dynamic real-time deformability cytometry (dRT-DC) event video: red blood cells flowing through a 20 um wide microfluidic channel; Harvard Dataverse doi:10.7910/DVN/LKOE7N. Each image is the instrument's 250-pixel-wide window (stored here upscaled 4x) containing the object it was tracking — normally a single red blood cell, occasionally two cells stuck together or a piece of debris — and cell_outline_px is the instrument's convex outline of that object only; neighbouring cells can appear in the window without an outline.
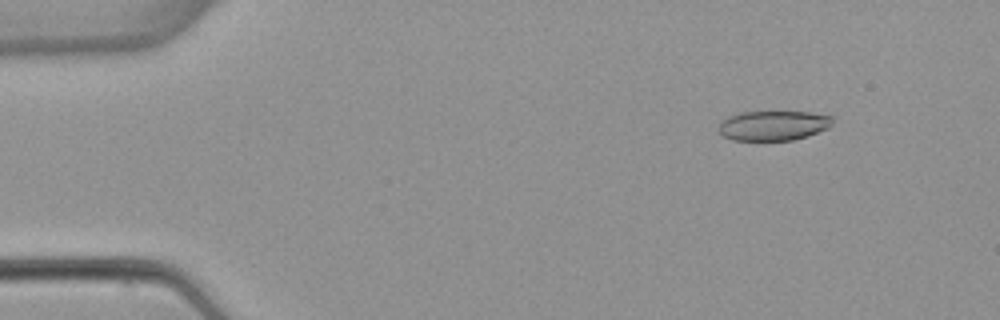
{"species": "common noctule bat (a hibernating species)", "species_latin": "Nyctalus noctula", "temperature_condition": "warm", "stored_images_in_passage": 5, "camera_frame_rate_fps": 3000, "um_per_image_px": 0.085, "animal": {"sex": "female", "body_mass_g": 22.7, "forearm_length_mm": 54.2}, "frame": {"image": 1, "passage_image": 1, "time_ms": 0.0, "image_size_px": [1000, 320], "cell_outline_px": [[832, 124], [828, 128], [808, 136], [792, 140], [732, 140], [724, 136], [716, 128], [720, 120], [728, 116], [740, 112], [812, 112], [832, 116]], "centroid_in_image_um": [65.7, 10.67], "position_along_channel_um": 19.3, "area_um2": 19.94}}
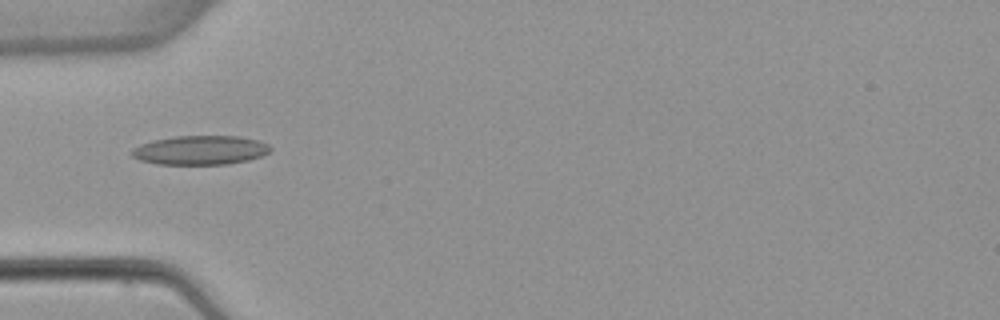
{"frame": {"image": 2, "passage_image": 4, "time_ms": 3.667, "image_size_px": [1000, 320], "cell_outline_px": [[272, 148], [268, 152], [260, 156], [248, 160], [228, 164], [156, 164], [140, 160], [132, 156], [128, 152], [132, 148], [140, 144], [152, 140], [176, 136], [240, 136], [256, 140], [268, 144]], "centroid_in_image_um": [16.97, 12.76], "position_along_channel_um": 68.0, "area_um2": 23.58}}
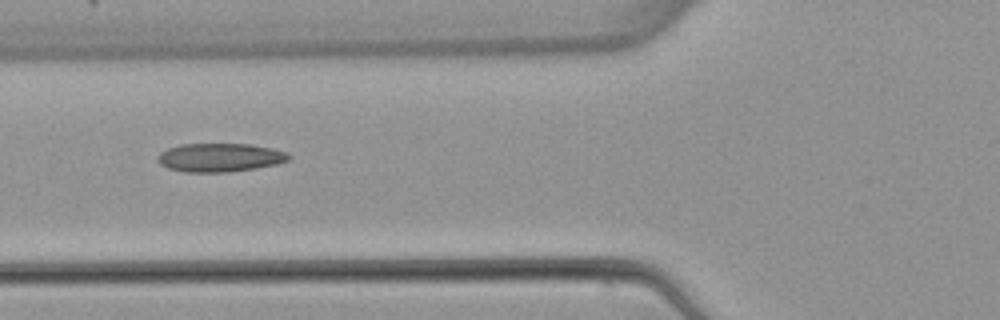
{"frame": {"image": 3, "passage_image": 5, "time_ms": 4.667, "image_size_px": [1000, 320], "cell_outline_px": [[292, 156], [288, 160], [276, 164], [256, 168], [228, 172], [184, 172], [168, 168], [160, 164], [156, 160], [156, 156], [160, 152], [168, 148], [180, 144], [252, 144], [272, 148], [288, 152]], "centroid_in_image_um": [18.68, 13.38], "position_along_channel_um": 107.1, "area_um2": 22.02}}